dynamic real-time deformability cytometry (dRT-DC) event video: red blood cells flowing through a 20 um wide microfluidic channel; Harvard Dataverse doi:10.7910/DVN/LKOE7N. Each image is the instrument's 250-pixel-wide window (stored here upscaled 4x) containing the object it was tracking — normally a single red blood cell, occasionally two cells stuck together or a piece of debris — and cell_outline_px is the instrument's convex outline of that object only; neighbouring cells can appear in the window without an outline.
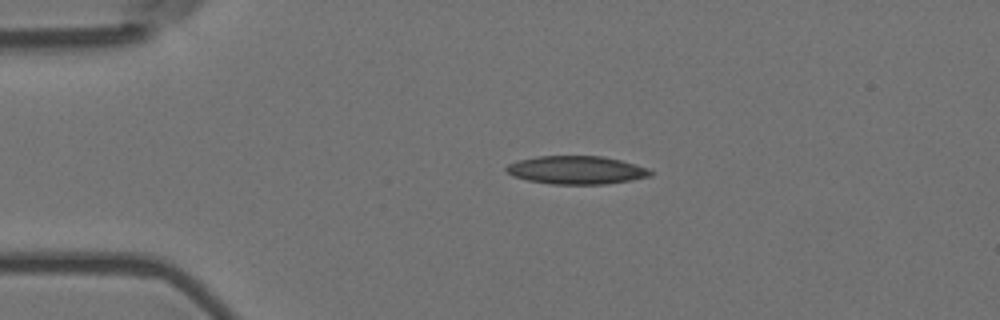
{"species": "Egyptian fruit bat (a non-hibernating species)", "species_latin": "Rousettus aegyptiacus", "temperature_condition": "room temperature", "stored_images_in_passage": 4, "camera_frame_rate_fps": 3000, "um_per_image_px": 0.085, "animal": {"sex": "female"}, "frame": {"image": 1, "passage_image": 3, "time_ms": 0.667, "image_size_px": [1000, 320], "cell_outline_px": [[652, 176], [632, 180], [604, 184], [552, 184], [528, 180], [512, 176], [504, 168], [508, 164], [520, 160], [536, 156], [604, 156], [636, 164], [648, 168], [652, 172]], "centroid_in_image_um": [49.01, 14.45], "position_along_channel_um": 36.0, "area_um2": 23.7}}